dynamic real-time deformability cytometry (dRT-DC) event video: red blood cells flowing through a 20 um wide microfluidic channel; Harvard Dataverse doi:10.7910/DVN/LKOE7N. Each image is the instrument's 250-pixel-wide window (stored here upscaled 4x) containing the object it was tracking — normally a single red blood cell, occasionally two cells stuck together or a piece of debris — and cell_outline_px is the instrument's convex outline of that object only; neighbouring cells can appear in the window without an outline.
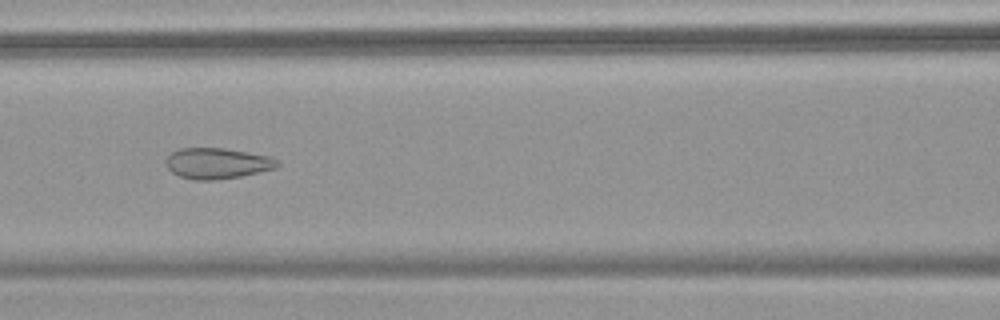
{"species": "common noctule bat (a hibernating species)", "species_latin": "Nyctalus noctula", "temperature_condition": "warm", "stored_images_in_passage": 52, "camera_frame_rate_fps": 3000, "um_per_image_px": 0.085, "animal": {"sex": "female", "body_mass_g": 18.4}, "frame": {"image": 1, "passage_image": 23, "time_ms": 7.333, "image_size_px": [1000, 320], "cell_outline_px": [[280, 164], [276, 168], [240, 176], [216, 180], [196, 180], [180, 176], [172, 172], [168, 168], [164, 160], [172, 152], [180, 148], [224, 148], [268, 156], [276, 160]], "centroid_in_image_um": [18.43, 13.88], "position_along_channel_um": 148.2, "area_um2": 19.83}}
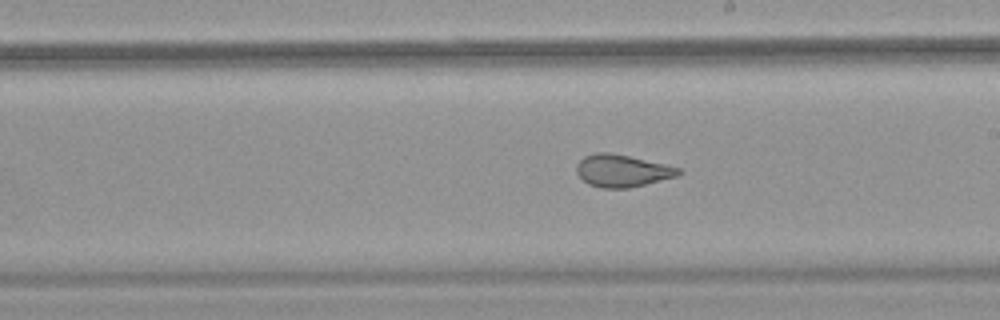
{"frame": {"image": 2, "passage_image": 30, "time_ms": 9.667, "image_size_px": [1000, 320], "cell_outline_px": [[684, 172], [676, 176], [628, 188], [604, 188], [588, 184], [576, 172], [576, 164], [584, 156], [596, 152], [608, 152], [628, 156], [664, 164], [680, 168]], "centroid_in_image_um": [52.86, 14.5], "position_along_channel_um": 236.1, "area_um2": 18.96}}
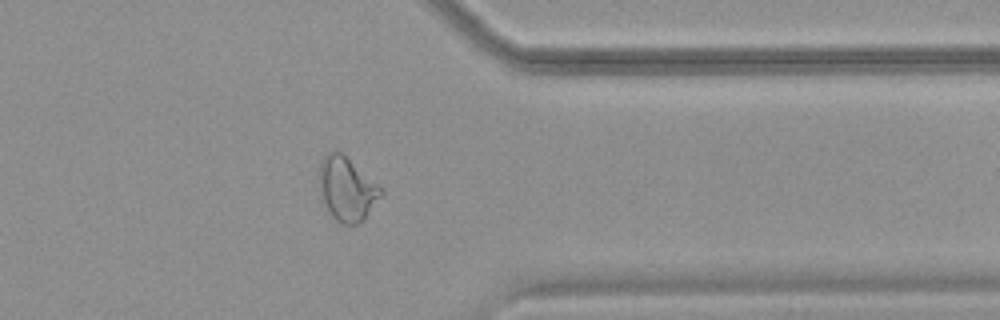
{"frame": {"image": 3, "passage_image": 42, "time_ms": 13.667, "image_size_px": [1000, 320], "cell_outline_px": [[384, 192], [364, 220], [360, 224], [344, 224], [336, 220], [332, 216], [324, 204], [320, 192], [320, 160], [328, 152], [340, 152], [384, 188]], "centroid_in_image_um": [29.51, 16.08], "position_along_channel_um": 381.9, "area_um2": 22.83}, "authors_computed_cell_mechanics": {"area_um2": 24.3049, "velocity_mm_per_s": 3.7932, "shape_relaxation_time_tau1_ms": null, "shape_relaxation_time_tau2_ms": 0.9016, "deformation_change_tau1": null, "deformation_change_tau2": 0.0769}}